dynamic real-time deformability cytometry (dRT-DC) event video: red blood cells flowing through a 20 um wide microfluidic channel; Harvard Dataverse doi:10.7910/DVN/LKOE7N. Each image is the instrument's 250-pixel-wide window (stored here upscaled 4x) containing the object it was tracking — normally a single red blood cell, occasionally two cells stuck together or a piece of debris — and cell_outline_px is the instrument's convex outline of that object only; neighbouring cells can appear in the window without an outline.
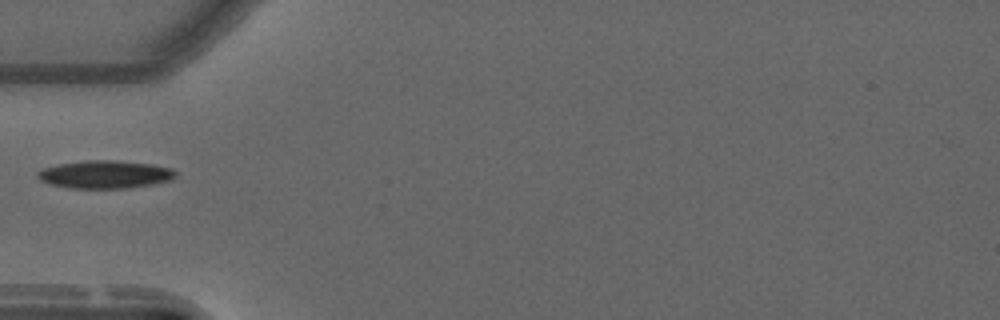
{"species": "common noctule bat (a hibernating species)", "species_latin": "Nyctalus noctula", "temperature_condition": "warm", "stored_images_in_passage": 29, "camera_frame_rate_fps": 3000, "um_per_image_px": 0.085, "animal": {"sex": "male", "forearm_length_mm": 52.5}, "frame": {"image": 1, "passage_image": 1, "time_ms": 0.0, "image_size_px": [1000, 320], "cell_outline_px": [[176, 176], [172, 180], [152, 184], [128, 188], [72, 188], [52, 184], [40, 180], [36, 176], [36, 172], [44, 168], [56, 164], [88, 160], [116, 160], [152, 164], [172, 168], [176, 172]], "centroid_in_image_um": [8.94, 14.82], "position_along_channel_um": 76.1, "area_um2": 22.48}}
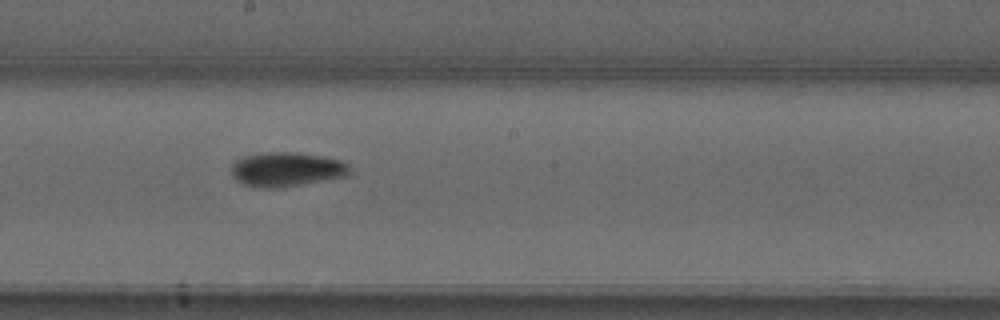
{"frame": {"image": 2, "passage_image": 13, "time_ms": 4.0, "image_size_px": [1000, 320], "cell_outline_px": [[352, 172], [348, 176], [300, 184], [272, 188], [260, 188], [244, 184], [236, 180], [232, 176], [232, 164], [236, 160], [244, 156], [260, 152], [296, 152], [324, 156], [340, 160], [348, 164]], "centroid_in_image_um": [24.36, 14.38], "position_along_channel_um": 223.8, "area_um2": 23.76}}
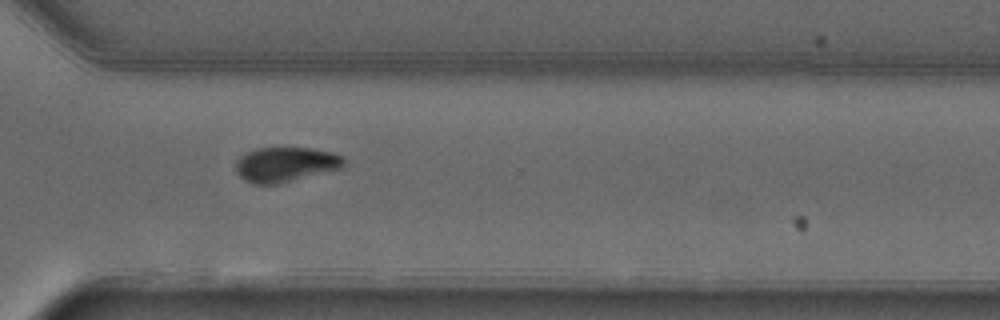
{"frame": {"image": 3, "passage_image": 23, "time_ms": 7.333, "image_size_px": [1000, 320], "cell_outline_px": [[344, 168], [280, 184], [252, 184], [244, 180], [236, 172], [236, 160], [240, 156], [256, 148], [276, 144], [312, 148], [332, 152], [344, 156]], "centroid_in_image_um": [24.28, 13.94], "position_along_channel_um": 346.3, "area_um2": 23.06}}